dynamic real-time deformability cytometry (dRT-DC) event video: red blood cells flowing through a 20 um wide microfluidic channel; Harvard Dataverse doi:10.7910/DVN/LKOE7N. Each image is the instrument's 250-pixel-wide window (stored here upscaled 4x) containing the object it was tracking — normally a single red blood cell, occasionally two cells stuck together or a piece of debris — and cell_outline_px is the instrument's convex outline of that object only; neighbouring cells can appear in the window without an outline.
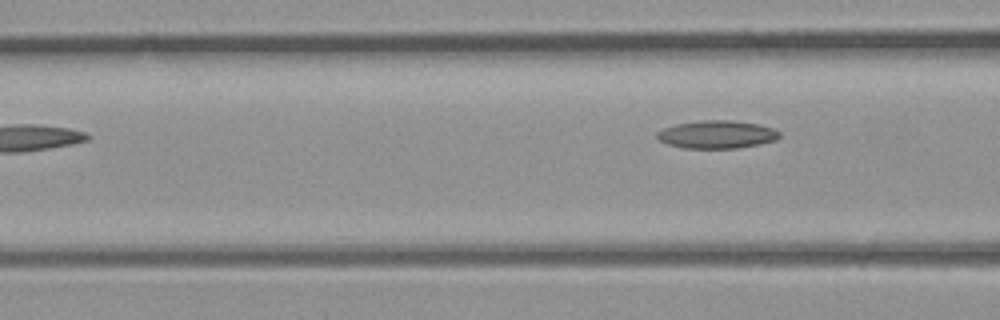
{"species": "common noctule bat (a hibernating species)", "species_latin": "Nyctalus noctula", "temperature_condition": "room temperature", "stored_images_in_passage": 3, "camera_frame_rate_fps": 3000, "um_per_image_px": 0.085, "animal": {"sex": "male", "body_mass_g": 23.1, "forearm_length_mm": 52.7}, "frame": {"image": 1, "passage_image": 3, "time_ms": 0.667, "image_size_px": [1000, 320], "cell_outline_px": [[780, 136], [776, 140], [760, 144], [736, 148], [684, 148], [668, 144], [660, 140], [656, 136], [656, 132], [664, 128], [676, 124], [700, 120], [728, 120], [756, 124], [772, 128], [780, 132]], "centroid_in_image_um": [60.92, 11.43], "position_along_channel_um": 105.7, "area_um2": 19.77}}